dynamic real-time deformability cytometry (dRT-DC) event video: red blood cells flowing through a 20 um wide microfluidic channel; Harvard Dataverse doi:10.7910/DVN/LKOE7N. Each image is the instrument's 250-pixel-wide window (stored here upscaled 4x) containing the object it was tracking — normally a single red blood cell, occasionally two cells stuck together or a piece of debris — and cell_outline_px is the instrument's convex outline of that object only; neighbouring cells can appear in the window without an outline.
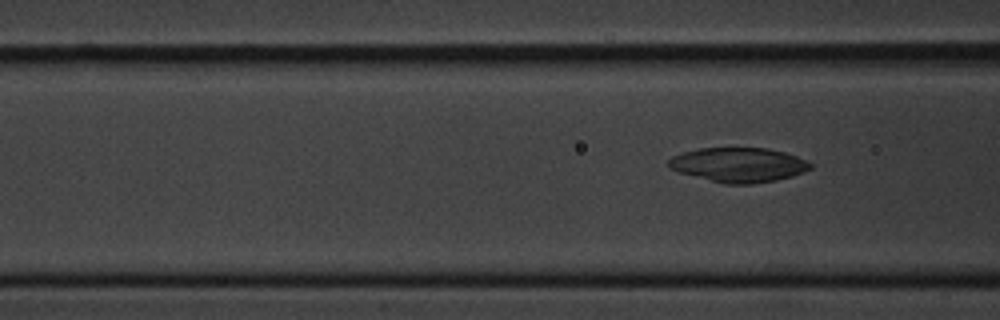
{"species": "common noctule bat (a hibernating species)", "species_latin": "Nyctalus noctula", "temperature_condition": "cold", "stored_images_in_passage": 8, "camera_frame_rate_fps": 3000, "um_per_image_px": 0.085, "animal": {"sex": "male", "body_mass_g": 20.1, "forearm_length_mm": 53.5}, "frame": {"image": 1, "passage_image": 8, "time_ms": 9.0, "image_size_px": [1000, 320], "cell_outline_px": [[812, 168], [804, 172], [792, 176], [776, 180], [752, 184], [724, 184], [680, 172], [668, 168], [668, 160], [672, 156], [684, 152], [700, 148], [768, 148], [784, 152], [796, 156], [812, 164]], "centroid_in_image_um": [62.78, 14.01], "position_along_channel_um": 103.8, "area_um2": 28.44}}